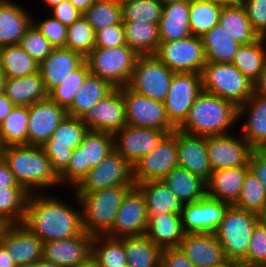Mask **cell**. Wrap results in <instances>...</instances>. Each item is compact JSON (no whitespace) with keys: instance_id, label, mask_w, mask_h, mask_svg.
Returning a JSON list of instances; mask_svg holds the SVG:
<instances>
[{"instance_id":"4","label":"cell","mask_w":266,"mask_h":267,"mask_svg":"<svg viewBox=\"0 0 266 267\" xmlns=\"http://www.w3.org/2000/svg\"><path fill=\"white\" fill-rule=\"evenodd\" d=\"M135 185H121L93 192H74L81 205L83 229L91 235H105L113 226L123 198Z\"/></svg>"},{"instance_id":"35","label":"cell","mask_w":266,"mask_h":267,"mask_svg":"<svg viewBox=\"0 0 266 267\" xmlns=\"http://www.w3.org/2000/svg\"><path fill=\"white\" fill-rule=\"evenodd\" d=\"M218 24L241 45L253 43L259 38L240 2L224 5Z\"/></svg>"},{"instance_id":"46","label":"cell","mask_w":266,"mask_h":267,"mask_svg":"<svg viewBox=\"0 0 266 267\" xmlns=\"http://www.w3.org/2000/svg\"><path fill=\"white\" fill-rule=\"evenodd\" d=\"M233 205L259 215L266 212V191L252 171H247L239 198Z\"/></svg>"},{"instance_id":"37","label":"cell","mask_w":266,"mask_h":267,"mask_svg":"<svg viewBox=\"0 0 266 267\" xmlns=\"http://www.w3.org/2000/svg\"><path fill=\"white\" fill-rule=\"evenodd\" d=\"M206 62L232 63L241 46L219 24L215 25L203 37Z\"/></svg>"},{"instance_id":"45","label":"cell","mask_w":266,"mask_h":267,"mask_svg":"<svg viewBox=\"0 0 266 267\" xmlns=\"http://www.w3.org/2000/svg\"><path fill=\"white\" fill-rule=\"evenodd\" d=\"M28 196L23 187L0 188V218L8 225L22 224Z\"/></svg>"},{"instance_id":"68","label":"cell","mask_w":266,"mask_h":267,"mask_svg":"<svg viewBox=\"0 0 266 267\" xmlns=\"http://www.w3.org/2000/svg\"><path fill=\"white\" fill-rule=\"evenodd\" d=\"M215 2L222 3L224 5H229V4H236L239 3V0H214Z\"/></svg>"},{"instance_id":"42","label":"cell","mask_w":266,"mask_h":267,"mask_svg":"<svg viewBox=\"0 0 266 267\" xmlns=\"http://www.w3.org/2000/svg\"><path fill=\"white\" fill-rule=\"evenodd\" d=\"M0 68L5 78H19L39 72V63L18 44L0 47Z\"/></svg>"},{"instance_id":"25","label":"cell","mask_w":266,"mask_h":267,"mask_svg":"<svg viewBox=\"0 0 266 267\" xmlns=\"http://www.w3.org/2000/svg\"><path fill=\"white\" fill-rule=\"evenodd\" d=\"M177 160L178 167L195 174L206 182L212 169L207 149V137L181 132L177 129Z\"/></svg>"},{"instance_id":"71","label":"cell","mask_w":266,"mask_h":267,"mask_svg":"<svg viewBox=\"0 0 266 267\" xmlns=\"http://www.w3.org/2000/svg\"><path fill=\"white\" fill-rule=\"evenodd\" d=\"M260 221L264 224L266 227V212L260 215Z\"/></svg>"},{"instance_id":"60","label":"cell","mask_w":266,"mask_h":267,"mask_svg":"<svg viewBox=\"0 0 266 267\" xmlns=\"http://www.w3.org/2000/svg\"><path fill=\"white\" fill-rule=\"evenodd\" d=\"M15 107L14 103L6 96L4 92L0 93V124Z\"/></svg>"},{"instance_id":"58","label":"cell","mask_w":266,"mask_h":267,"mask_svg":"<svg viewBox=\"0 0 266 267\" xmlns=\"http://www.w3.org/2000/svg\"><path fill=\"white\" fill-rule=\"evenodd\" d=\"M249 170L257 176L266 191V149L252 151Z\"/></svg>"},{"instance_id":"65","label":"cell","mask_w":266,"mask_h":267,"mask_svg":"<svg viewBox=\"0 0 266 267\" xmlns=\"http://www.w3.org/2000/svg\"><path fill=\"white\" fill-rule=\"evenodd\" d=\"M64 0H44L43 2H45V6L49 7V8H53L54 6H56L57 4H59L60 2H62Z\"/></svg>"},{"instance_id":"16","label":"cell","mask_w":266,"mask_h":267,"mask_svg":"<svg viewBox=\"0 0 266 267\" xmlns=\"http://www.w3.org/2000/svg\"><path fill=\"white\" fill-rule=\"evenodd\" d=\"M147 225L145 196L137 186H134L123 198L114 224L105 235L114 238L142 236L146 234Z\"/></svg>"},{"instance_id":"18","label":"cell","mask_w":266,"mask_h":267,"mask_svg":"<svg viewBox=\"0 0 266 267\" xmlns=\"http://www.w3.org/2000/svg\"><path fill=\"white\" fill-rule=\"evenodd\" d=\"M229 203L207 195L199 201L183 204L181 222L185 233H215Z\"/></svg>"},{"instance_id":"38","label":"cell","mask_w":266,"mask_h":267,"mask_svg":"<svg viewBox=\"0 0 266 267\" xmlns=\"http://www.w3.org/2000/svg\"><path fill=\"white\" fill-rule=\"evenodd\" d=\"M237 69L255 83L266 64V39L259 37L255 42L241 45L232 61Z\"/></svg>"},{"instance_id":"2","label":"cell","mask_w":266,"mask_h":267,"mask_svg":"<svg viewBox=\"0 0 266 267\" xmlns=\"http://www.w3.org/2000/svg\"><path fill=\"white\" fill-rule=\"evenodd\" d=\"M1 157L13 173L16 182L29 194L60 186L50 159L41 146L12 145L1 148Z\"/></svg>"},{"instance_id":"13","label":"cell","mask_w":266,"mask_h":267,"mask_svg":"<svg viewBox=\"0 0 266 267\" xmlns=\"http://www.w3.org/2000/svg\"><path fill=\"white\" fill-rule=\"evenodd\" d=\"M121 185H135L133 166L115 149L74 187V192H93Z\"/></svg>"},{"instance_id":"1","label":"cell","mask_w":266,"mask_h":267,"mask_svg":"<svg viewBox=\"0 0 266 267\" xmlns=\"http://www.w3.org/2000/svg\"><path fill=\"white\" fill-rule=\"evenodd\" d=\"M47 194H29L22 224L43 243L80 234L84 229L77 195L74 193L79 205L73 208L68 200L66 202L57 195Z\"/></svg>"},{"instance_id":"10","label":"cell","mask_w":266,"mask_h":267,"mask_svg":"<svg viewBox=\"0 0 266 267\" xmlns=\"http://www.w3.org/2000/svg\"><path fill=\"white\" fill-rule=\"evenodd\" d=\"M173 74L155 55H139L127 86L148 98L163 102Z\"/></svg>"},{"instance_id":"48","label":"cell","mask_w":266,"mask_h":267,"mask_svg":"<svg viewBox=\"0 0 266 267\" xmlns=\"http://www.w3.org/2000/svg\"><path fill=\"white\" fill-rule=\"evenodd\" d=\"M89 74L88 65L84 61L76 70L67 75L60 85L48 93V98L67 110L73 103L75 94Z\"/></svg>"},{"instance_id":"56","label":"cell","mask_w":266,"mask_h":267,"mask_svg":"<svg viewBox=\"0 0 266 267\" xmlns=\"http://www.w3.org/2000/svg\"><path fill=\"white\" fill-rule=\"evenodd\" d=\"M51 16L60 21L62 24L69 26L83 16L77 8H75L69 0H64L51 8Z\"/></svg>"},{"instance_id":"30","label":"cell","mask_w":266,"mask_h":267,"mask_svg":"<svg viewBox=\"0 0 266 267\" xmlns=\"http://www.w3.org/2000/svg\"><path fill=\"white\" fill-rule=\"evenodd\" d=\"M184 234L180 214L159 213L148 218L145 235L161 250L179 247Z\"/></svg>"},{"instance_id":"61","label":"cell","mask_w":266,"mask_h":267,"mask_svg":"<svg viewBox=\"0 0 266 267\" xmlns=\"http://www.w3.org/2000/svg\"><path fill=\"white\" fill-rule=\"evenodd\" d=\"M254 93L266 97V64L259 79L254 83Z\"/></svg>"},{"instance_id":"69","label":"cell","mask_w":266,"mask_h":267,"mask_svg":"<svg viewBox=\"0 0 266 267\" xmlns=\"http://www.w3.org/2000/svg\"><path fill=\"white\" fill-rule=\"evenodd\" d=\"M8 224L5 223L1 218H0V242H1V236H2V233L3 231L5 230L6 226Z\"/></svg>"},{"instance_id":"22","label":"cell","mask_w":266,"mask_h":267,"mask_svg":"<svg viewBox=\"0 0 266 267\" xmlns=\"http://www.w3.org/2000/svg\"><path fill=\"white\" fill-rule=\"evenodd\" d=\"M67 116V110L49 98L29 106L28 145L42 146Z\"/></svg>"},{"instance_id":"57","label":"cell","mask_w":266,"mask_h":267,"mask_svg":"<svg viewBox=\"0 0 266 267\" xmlns=\"http://www.w3.org/2000/svg\"><path fill=\"white\" fill-rule=\"evenodd\" d=\"M160 267H195L193 262L177 248H166L160 254Z\"/></svg>"},{"instance_id":"51","label":"cell","mask_w":266,"mask_h":267,"mask_svg":"<svg viewBox=\"0 0 266 267\" xmlns=\"http://www.w3.org/2000/svg\"><path fill=\"white\" fill-rule=\"evenodd\" d=\"M18 45L38 63L42 62L53 50L50 42L32 24Z\"/></svg>"},{"instance_id":"41","label":"cell","mask_w":266,"mask_h":267,"mask_svg":"<svg viewBox=\"0 0 266 267\" xmlns=\"http://www.w3.org/2000/svg\"><path fill=\"white\" fill-rule=\"evenodd\" d=\"M128 267H160L161 249L146 235L123 237Z\"/></svg>"},{"instance_id":"33","label":"cell","mask_w":266,"mask_h":267,"mask_svg":"<svg viewBox=\"0 0 266 267\" xmlns=\"http://www.w3.org/2000/svg\"><path fill=\"white\" fill-rule=\"evenodd\" d=\"M136 186L145 196L148 218L159 213L181 214L183 203L162 179L148 180Z\"/></svg>"},{"instance_id":"3","label":"cell","mask_w":266,"mask_h":267,"mask_svg":"<svg viewBox=\"0 0 266 267\" xmlns=\"http://www.w3.org/2000/svg\"><path fill=\"white\" fill-rule=\"evenodd\" d=\"M238 121V107L232 101L202 91L177 129L196 136L224 135Z\"/></svg>"},{"instance_id":"44","label":"cell","mask_w":266,"mask_h":267,"mask_svg":"<svg viewBox=\"0 0 266 267\" xmlns=\"http://www.w3.org/2000/svg\"><path fill=\"white\" fill-rule=\"evenodd\" d=\"M29 106H15L0 124V146L28 145Z\"/></svg>"},{"instance_id":"55","label":"cell","mask_w":266,"mask_h":267,"mask_svg":"<svg viewBox=\"0 0 266 267\" xmlns=\"http://www.w3.org/2000/svg\"><path fill=\"white\" fill-rule=\"evenodd\" d=\"M125 44L123 22L96 31L95 48H113Z\"/></svg>"},{"instance_id":"50","label":"cell","mask_w":266,"mask_h":267,"mask_svg":"<svg viewBox=\"0 0 266 267\" xmlns=\"http://www.w3.org/2000/svg\"><path fill=\"white\" fill-rule=\"evenodd\" d=\"M96 32L82 16L67 26L66 48L86 57L95 48Z\"/></svg>"},{"instance_id":"21","label":"cell","mask_w":266,"mask_h":267,"mask_svg":"<svg viewBox=\"0 0 266 267\" xmlns=\"http://www.w3.org/2000/svg\"><path fill=\"white\" fill-rule=\"evenodd\" d=\"M93 235L83 230L80 234L43 243V259L61 267H77L91 259Z\"/></svg>"},{"instance_id":"40","label":"cell","mask_w":266,"mask_h":267,"mask_svg":"<svg viewBox=\"0 0 266 267\" xmlns=\"http://www.w3.org/2000/svg\"><path fill=\"white\" fill-rule=\"evenodd\" d=\"M91 260L97 267H128L123 237L94 235L91 243Z\"/></svg>"},{"instance_id":"15","label":"cell","mask_w":266,"mask_h":267,"mask_svg":"<svg viewBox=\"0 0 266 267\" xmlns=\"http://www.w3.org/2000/svg\"><path fill=\"white\" fill-rule=\"evenodd\" d=\"M178 167L177 129L168 133L148 154L133 166L135 186L148 180H161L171 170Z\"/></svg>"},{"instance_id":"64","label":"cell","mask_w":266,"mask_h":267,"mask_svg":"<svg viewBox=\"0 0 266 267\" xmlns=\"http://www.w3.org/2000/svg\"><path fill=\"white\" fill-rule=\"evenodd\" d=\"M28 267H61V266H58L53 262L46 261L42 258L41 260L32 263Z\"/></svg>"},{"instance_id":"23","label":"cell","mask_w":266,"mask_h":267,"mask_svg":"<svg viewBox=\"0 0 266 267\" xmlns=\"http://www.w3.org/2000/svg\"><path fill=\"white\" fill-rule=\"evenodd\" d=\"M17 267H28L43 258V242L23 224L7 225L0 242Z\"/></svg>"},{"instance_id":"39","label":"cell","mask_w":266,"mask_h":267,"mask_svg":"<svg viewBox=\"0 0 266 267\" xmlns=\"http://www.w3.org/2000/svg\"><path fill=\"white\" fill-rule=\"evenodd\" d=\"M125 42L138 55H154L160 43L159 24L123 22Z\"/></svg>"},{"instance_id":"70","label":"cell","mask_w":266,"mask_h":267,"mask_svg":"<svg viewBox=\"0 0 266 267\" xmlns=\"http://www.w3.org/2000/svg\"><path fill=\"white\" fill-rule=\"evenodd\" d=\"M77 267H97L96 264L90 259L86 264Z\"/></svg>"},{"instance_id":"20","label":"cell","mask_w":266,"mask_h":267,"mask_svg":"<svg viewBox=\"0 0 266 267\" xmlns=\"http://www.w3.org/2000/svg\"><path fill=\"white\" fill-rule=\"evenodd\" d=\"M168 132L125 125L113 134L114 149L131 165L150 153Z\"/></svg>"},{"instance_id":"52","label":"cell","mask_w":266,"mask_h":267,"mask_svg":"<svg viewBox=\"0 0 266 267\" xmlns=\"http://www.w3.org/2000/svg\"><path fill=\"white\" fill-rule=\"evenodd\" d=\"M240 264L248 267L266 266V227L261 221L254 228L247 256Z\"/></svg>"},{"instance_id":"19","label":"cell","mask_w":266,"mask_h":267,"mask_svg":"<svg viewBox=\"0 0 266 267\" xmlns=\"http://www.w3.org/2000/svg\"><path fill=\"white\" fill-rule=\"evenodd\" d=\"M83 123L92 131L114 134L126 124L123 87L114 88L98 101L82 118Z\"/></svg>"},{"instance_id":"53","label":"cell","mask_w":266,"mask_h":267,"mask_svg":"<svg viewBox=\"0 0 266 267\" xmlns=\"http://www.w3.org/2000/svg\"><path fill=\"white\" fill-rule=\"evenodd\" d=\"M32 24L50 42L53 48L66 47V25L52 16L38 22L32 17Z\"/></svg>"},{"instance_id":"28","label":"cell","mask_w":266,"mask_h":267,"mask_svg":"<svg viewBox=\"0 0 266 267\" xmlns=\"http://www.w3.org/2000/svg\"><path fill=\"white\" fill-rule=\"evenodd\" d=\"M13 0H0V47L18 44L32 25L31 13Z\"/></svg>"},{"instance_id":"27","label":"cell","mask_w":266,"mask_h":267,"mask_svg":"<svg viewBox=\"0 0 266 267\" xmlns=\"http://www.w3.org/2000/svg\"><path fill=\"white\" fill-rule=\"evenodd\" d=\"M84 61L85 57L79 52L66 47L53 48L52 52L39 63V73L47 92L60 85L67 75Z\"/></svg>"},{"instance_id":"12","label":"cell","mask_w":266,"mask_h":267,"mask_svg":"<svg viewBox=\"0 0 266 267\" xmlns=\"http://www.w3.org/2000/svg\"><path fill=\"white\" fill-rule=\"evenodd\" d=\"M127 125L172 133L177 129L168 119L163 102L153 100L128 86L123 87Z\"/></svg>"},{"instance_id":"36","label":"cell","mask_w":266,"mask_h":267,"mask_svg":"<svg viewBox=\"0 0 266 267\" xmlns=\"http://www.w3.org/2000/svg\"><path fill=\"white\" fill-rule=\"evenodd\" d=\"M114 89L106 80L89 74L75 94L73 103L67 109V115L83 118L84 115L109 92Z\"/></svg>"},{"instance_id":"67","label":"cell","mask_w":266,"mask_h":267,"mask_svg":"<svg viewBox=\"0 0 266 267\" xmlns=\"http://www.w3.org/2000/svg\"><path fill=\"white\" fill-rule=\"evenodd\" d=\"M157 1L160 2L164 6V5H168V4H171V3L190 1V0H157Z\"/></svg>"},{"instance_id":"8","label":"cell","mask_w":266,"mask_h":267,"mask_svg":"<svg viewBox=\"0 0 266 267\" xmlns=\"http://www.w3.org/2000/svg\"><path fill=\"white\" fill-rule=\"evenodd\" d=\"M139 55L127 44L113 48H94L86 57L90 74L106 80L112 87L128 85Z\"/></svg>"},{"instance_id":"24","label":"cell","mask_w":266,"mask_h":267,"mask_svg":"<svg viewBox=\"0 0 266 267\" xmlns=\"http://www.w3.org/2000/svg\"><path fill=\"white\" fill-rule=\"evenodd\" d=\"M179 248L195 267H227L230 264L215 233H185Z\"/></svg>"},{"instance_id":"7","label":"cell","mask_w":266,"mask_h":267,"mask_svg":"<svg viewBox=\"0 0 266 267\" xmlns=\"http://www.w3.org/2000/svg\"><path fill=\"white\" fill-rule=\"evenodd\" d=\"M113 150V134L88 130L81 144L73 150L67 168L58 176L60 185L70 184L74 188Z\"/></svg>"},{"instance_id":"49","label":"cell","mask_w":266,"mask_h":267,"mask_svg":"<svg viewBox=\"0 0 266 267\" xmlns=\"http://www.w3.org/2000/svg\"><path fill=\"white\" fill-rule=\"evenodd\" d=\"M83 17L96 31L122 22L121 3L115 1H96L84 13Z\"/></svg>"},{"instance_id":"17","label":"cell","mask_w":266,"mask_h":267,"mask_svg":"<svg viewBox=\"0 0 266 267\" xmlns=\"http://www.w3.org/2000/svg\"><path fill=\"white\" fill-rule=\"evenodd\" d=\"M210 167L213 171L249 166V158L254 150L242 137L234 134L207 136Z\"/></svg>"},{"instance_id":"63","label":"cell","mask_w":266,"mask_h":267,"mask_svg":"<svg viewBox=\"0 0 266 267\" xmlns=\"http://www.w3.org/2000/svg\"><path fill=\"white\" fill-rule=\"evenodd\" d=\"M81 13H84L96 0H69Z\"/></svg>"},{"instance_id":"6","label":"cell","mask_w":266,"mask_h":267,"mask_svg":"<svg viewBox=\"0 0 266 267\" xmlns=\"http://www.w3.org/2000/svg\"><path fill=\"white\" fill-rule=\"evenodd\" d=\"M200 74L203 91L232 101L237 107L254 94V83L232 63L206 62Z\"/></svg>"},{"instance_id":"32","label":"cell","mask_w":266,"mask_h":267,"mask_svg":"<svg viewBox=\"0 0 266 267\" xmlns=\"http://www.w3.org/2000/svg\"><path fill=\"white\" fill-rule=\"evenodd\" d=\"M189 1L163 6L159 22L160 42H170L191 36Z\"/></svg>"},{"instance_id":"59","label":"cell","mask_w":266,"mask_h":267,"mask_svg":"<svg viewBox=\"0 0 266 267\" xmlns=\"http://www.w3.org/2000/svg\"><path fill=\"white\" fill-rule=\"evenodd\" d=\"M3 187H21L9 169L6 162L0 157V188Z\"/></svg>"},{"instance_id":"62","label":"cell","mask_w":266,"mask_h":267,"mask_svg":"<svg viewBox=\"0 0 266 267\" xmlns=\"http://www.w3.org/2000/svg\"><path fill=\"white\" fill-rule=\"evenodd\" d=\"M0 267H17L7 249L0 243Z\"/></svg>"},{"instance_id":"9","label":"cell","mask_w":266,"mask_h":267,"mask_svg":"<svg viewBox=\"0 0 266 267\" xmlns=\"http://www.w3.org/2000/svg\"><path fill=\"white\" fill-rule=\"evenodd\" d=\"M88 130L82 118L67 115L55 129L52 137L41 146L57 176L67 168L73 150L81 144Z\"/></svg>"},{"instance_id":"31","label":"cell","mask_w":266,"mask_h":267,"mask_svg":"<svg viewBox=\"0 0 266 267\" xmlns=\"http://www.w3.org/2000/svg\"><path fill=\"white\" fill-rule=\"evenodd\" d=\"M3 92L15 106H30L48 98L39 72L19 78H5Z\"/></svg>"},{"instance_id":"54","label":"cell","mask_w":266,"mask_h":267,"mask_svg":"<svg viewBox=\"0 0 266 267\" xmlns=\"http://www.w3.org/2000/svg\"><path fill=\"white\" fill-rule=\"evenodd\" d=\"M249 22L259 37H266V0H242Z\"/></svg>"},{"instance_id":"26","label":"cell","mask_w":266,"mask_h":267,"mask_svg":"<svg viewBox=\"0 0 266 267\" xmlns=\"http://www.w3.org/2000/svg\"><path fill=\"white\" fill-rule=\"evenodd\" d=\"M247 115L241 135L254 150L266 149V97L253 94L238 107V119Z\"/></svg>"},{"instance_id":"73","label":"cell","mask_w":266,"mask_h":267,"mask_svg":"<svg viewBox=\"0 0 266 267\" xmlns=\"http://www.w3.org/2000/svg\"><path fill=\"white\" fill-rule=\"evenodd\" d=\"M96 1H115V0H96ZM121 1V0H118Z\"/></svg>"},{"instance_id":"47","label":"cell","mask_w":266,"mask_h":267,"mask_svg":"<svg viewBox=\"0 0 266 267\" xmlns=\"http://www.w3.org/2000/svg\"><path fill=\"white\" fill-rule=\"evenodd\" d=\"M122 22H152L159 24L163 5L157 0H122Z\"/></svg>"},{"instance_id":"14","label":"cell","mask_w":266,"mask_h":267,"mask_svg":"<svg viewBox=\"0 0 266 267\" xmlns=\"http://www.w3.org/2000/svg\"><path fill=\"white\" fill-rule=\"evenodd\" d=\"M200 73H174L163 105L169 121L178 128L187 118L191 106L202 93Z\"/></svg>"},{"instance_id":"11","label":"cell","mask_w":266,"mask_h":267,"mask_svg":"<svg viewBox=\"0 0 266 267\" xmlns=\"http://www.w3.org/2000/svg\"><path fill=\"white\" fill-rule=\"evenodd\" d=\"M154 55L174 73H201L206 64L202 37L160 42Z\"/></svg>"},{"instance_id":"72","label":"cell","mask_w":266,"mask_h":267,"mask_svg":"<svg viewBox=\"0 0 266 267\" xmlns=\"http://www.w3.org/2000/svg\"><path fill=\"white\" fill-rule=\"evenodd\" d=\"M227 267H248V266L243 264L230 263Z\"/></svg>"},{"instance_id":"29","label":"cell","mask_w":266,"mask_h":267,"mask_svg":"<svg viewBox=\"0 0 266 267\" xmlns=\"http://www.w3.org/2000/svg\"><path fill=\"white\" fill-rule=\"evenodd\" d=\"M249 166L213 171L206 182L207 196L233 205L239 198Z\"/></svg>"},{"instance_id":"43","label":"cell","mask_w":266,"mask_h":267,"mask_svg":"<svg viewBox=\"0 0 266 267\" xmlns=\"http://www.w3.org/2000/svg\"><path fill=\"white\" fill-rule=\"evenodd\" d=\"M223 6L214 0H190L189 23L192 35L203 37L217 25Z\"/></svg>"},{"instance_id":"34","label":"cell","mask_w":266,"mask_h":267,"mask_svg":"<svg viewBox=\"0 0 266 267\" xmlns=\"http://www.w3.org/2000/svg\"><path fill=\"white\" fill-rule=\"evenodd\" d=\"M162 180L183 204L199 201L207 195L206 181L186 169L176 167Z\"/></svg>"},{"instance_id":"5","label":"cell","mask_w":266,"mask_h":267,"mask_svg":"<svg viewBox=\"0 0 266 267\" xmlns=\"http://www.w3.org/2000/svg\"><path fill=\"white\" fill-rule=\"evenodd\" d=\"M260 215L230 205L215 235L230 263L240 264L247 256L248 247Z\"/></svg>"},{"instance_id":"66","label":"cell","mask_w":266,"mask_h":267,"mask_svg":"<svg viewBox=\"0 0 266 267\" xmlns=\"http://www.w3.org/2000/svg\"><path fill=\"white\" fill-rule=\"evenodd\" d=\"M4 81H5V75L3 70L0 68V93L4 91Z\"/></svg>"}]
</instances>
